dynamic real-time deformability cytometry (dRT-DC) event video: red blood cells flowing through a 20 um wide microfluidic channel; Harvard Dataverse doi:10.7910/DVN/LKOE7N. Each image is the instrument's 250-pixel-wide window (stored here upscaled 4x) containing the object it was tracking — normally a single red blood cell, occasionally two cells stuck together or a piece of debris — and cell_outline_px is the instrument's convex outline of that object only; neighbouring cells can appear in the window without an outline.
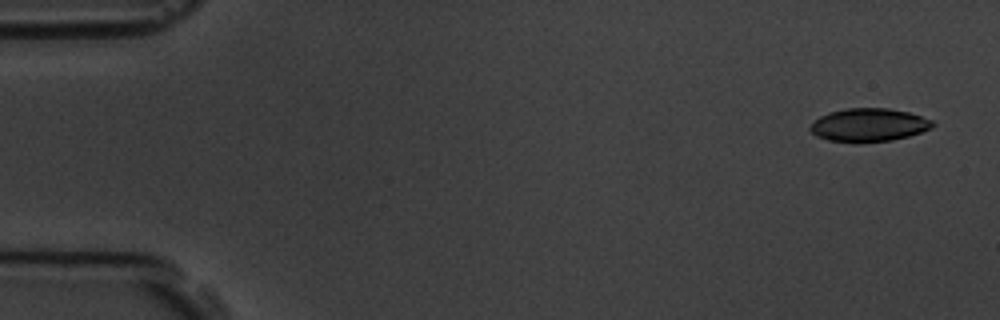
{"species": "common noctule bat (a hibernating species)", "species_latin": "Nyctalus noctula", "temperature_condition": "room temperature", "stored_images_in_passage": 5, "camera_frame_rate_fps": 3000, "um_per_image_px": 0.085, "animal": {"sex": "male", "body_mass_g": 19.5, "forearm_length_mm": 54.6}, "frame": {"image": 1, "passage_image": 1, "time_ms": 0.0, "image_size_px": [1000, 320], "cell_outline_px": [[936, 124], [932, 128], [908, 136], [892, 140], [828, 140], [816, 136], [808, 128], [820, 116], [828, 112], [848, 108], [888, 108], [908, 112], [932, 120]], "centroid_in_image_um": [73.87, 10.58], "position_along_channel_um": 11.1, "area_um2": 23.0}}
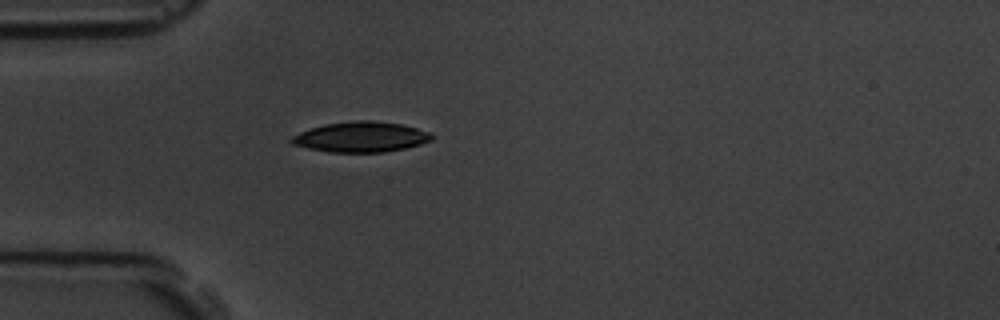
{"frame": {"image": 2, "passage_image": 5, "time_ms": 4.333, "image_size_px": [1000, 320], "cell_outline_px": [[432, 140], [420, 144], [404, 148], [384, 152], [328, 152], [308, 148], [292, 144], [288, 140], [292, 136], [300, 132], [324, 124], [356, 120], [372, 120], [400, 124], [416, 128], [428, 132], [432, 136]], "centroid_in_image_um": [30.64, 11.64], "position_along_channel_um": 54.4, "area_um2": 24.62}}